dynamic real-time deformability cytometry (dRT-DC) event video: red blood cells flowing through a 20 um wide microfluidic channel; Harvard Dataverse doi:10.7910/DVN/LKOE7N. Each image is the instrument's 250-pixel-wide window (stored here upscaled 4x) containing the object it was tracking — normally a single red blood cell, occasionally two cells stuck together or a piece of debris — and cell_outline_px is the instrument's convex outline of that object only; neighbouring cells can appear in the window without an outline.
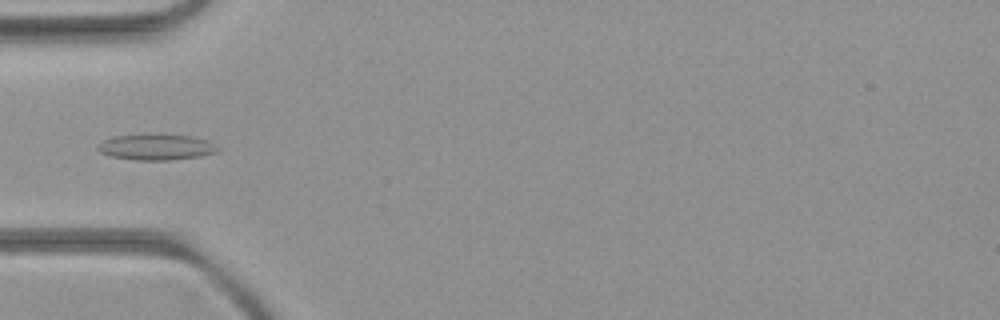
{"species": "common noctule bat (a hibernating species)", "species_latin": "Nyctalus noctula", "temperature_condition": "room temperature", "stored_images_in_passage": 5, "camera_frame_rate_fps": 3000, "um_per_image_px": 0.085, "animal": {"sex": "female", "body_mass_g": 21.9}, "frame": {"image": 1, "passage_image": 5, "time_ms": 4.333, "image_size_px": [1000, 320], "cell_outline_px": [[220, 148], [216, 152], [200, 156], [168, 160], [136, 160], [112, 156], [100, 152], [96, 148], [96, 144], [104, 140], [116, 136], [148, 132], [160, 132], [192, 136], [208, 140]], "centroid_in_image_um": [13.27, 12.45], "position_along_channel_um": 71.7, "area_um2": 18.73}}